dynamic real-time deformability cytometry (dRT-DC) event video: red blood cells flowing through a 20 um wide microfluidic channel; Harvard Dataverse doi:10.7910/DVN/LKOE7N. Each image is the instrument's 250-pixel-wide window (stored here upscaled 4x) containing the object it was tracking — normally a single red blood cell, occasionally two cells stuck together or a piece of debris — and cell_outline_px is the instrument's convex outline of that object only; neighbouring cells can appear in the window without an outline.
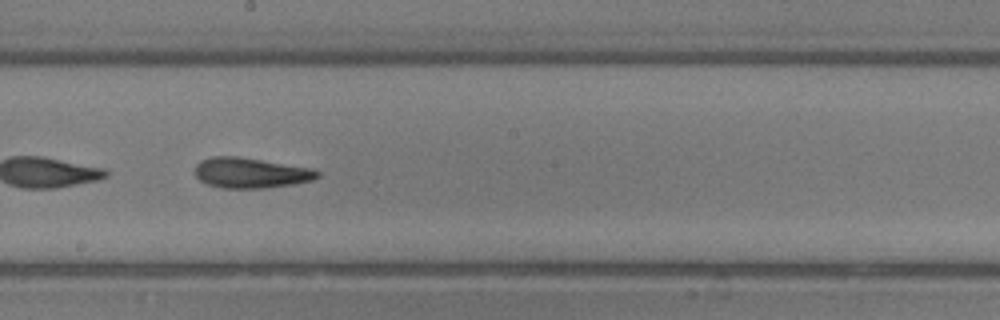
{"species": "common noctule bat (a hibernating species)", "species_latin": "Nyctalus noctula", "temperature_condition": "room temperature", "stored_images_in_passage": 48, "camera_frame_rate_fps": 3000, "um_per_image_px": 0.085, "animal": {"sex": "male", "body_mass_g": 13.3}, "frame": {"image": 1, "passage_image": 26, "time_ms": 8.333, "image_size_px": [1000, 320], "cell_outline_px": [[320, 176], [312, 180], [292, 184], [264, 188], [224, 188], [208, 184], [200, 180], [196, 176], [196, 164], [200, 160], [212, 156], [236, 156], [312, 168], [320, 172]], "centroid_in_image_um": [21.31, 14.69], "position_along_channel_um": 226.9, "area_um2": 21.5}}
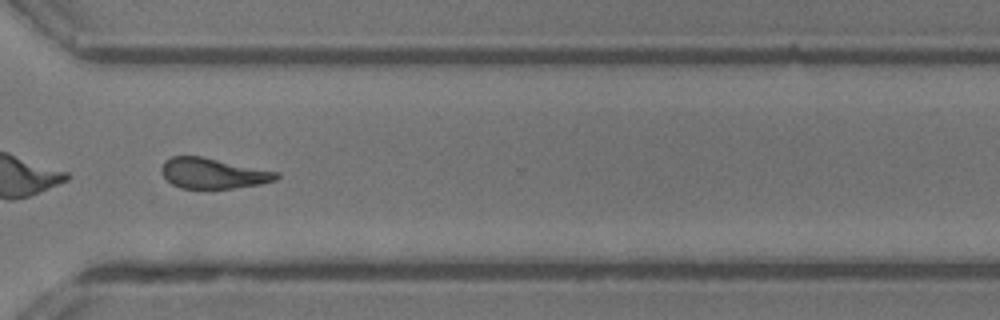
{"frame": {"image": 2, "passage_image": 35, "time_ms": 11.333, "image_size_px": [1000, 320], "cell_outline_px": [[280, 176], [276, 180], [260, 184], [232, 188], [180, 188], [172, 184], [160, 172], [160, 168], [164, 160], [172, 156], [200, 156], [280, 172]], "centroid_in_image_um": [18.1, 14.72], "position_along_channel_um": 352.5, "area_um2": 20.4}}
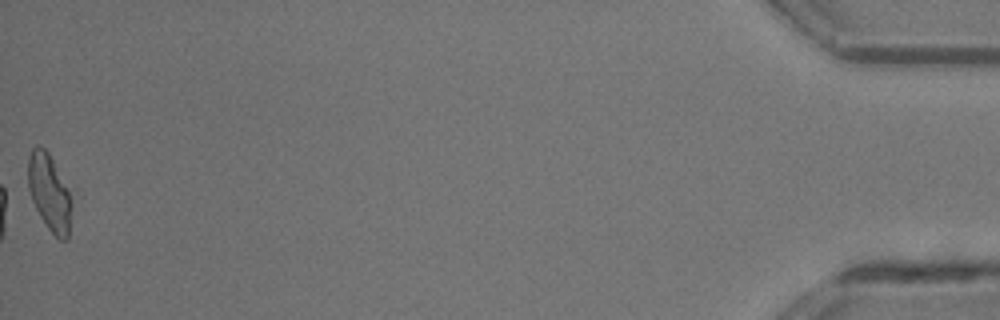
{"frame": {"image": 3, "passage_image": 48, "time_ms": 15.667, "image_size_px": [1000, 320], "cell_outline_px": [[80, 196], [68, 240], [60, 240], [48, 228], [40, 216], [32, 200], [28, 188], [28, 160], [32, 148], [36, 144], [40, 144], [48, 152], [76, 188]], "centroid_in_image_um": [4.41, 16.37], "position_along_channel_um": 430.8, "area_um2": 22.2}, "authors_computed_cell_mechanics": {"area_um2": 21.5305, "velocity_mm_per_s": 4.1956, "shape_relaxation_time_tau1_ms": 3.4697, "shape_relaxation_time_tau2_ms": 4.2106, "deformation_change_tau1": 0.1524, "deformation_change_tau2": 0.1598}}